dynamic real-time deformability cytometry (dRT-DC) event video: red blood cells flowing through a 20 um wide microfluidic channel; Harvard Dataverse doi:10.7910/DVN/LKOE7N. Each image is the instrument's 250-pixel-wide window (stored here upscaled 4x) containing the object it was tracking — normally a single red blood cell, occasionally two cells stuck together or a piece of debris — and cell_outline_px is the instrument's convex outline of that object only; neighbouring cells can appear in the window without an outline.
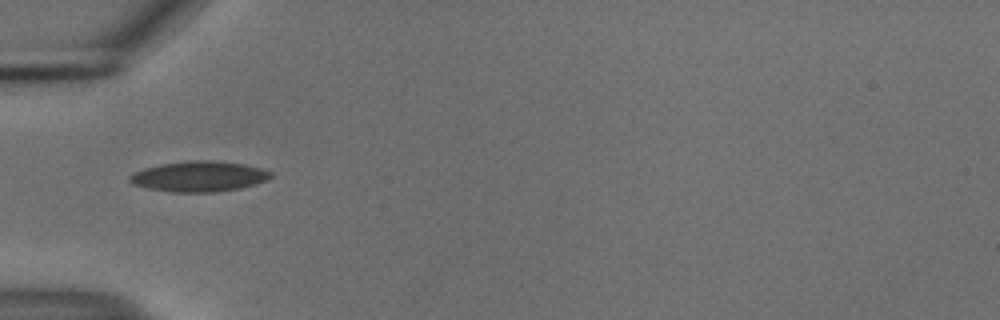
{"species": "common noctule bat (a hibernating species)", "species_latin": "Nyctalus noctula", "temperature_condition": "cold", "stored_images_in_passage": 37, "camera_frame_rate_fps": 3000, "um_per_image_px": 0.085, "animal": {"sex": "male", "body_mass_g": 18.8}, "frame": {"image": 1, "passage_image": 1, "time_ms": 0.0, "image_size_px": [1000, 320], "cell_outline_px": [[272, 176], [268, 180], [256, 184], [240, 188], [216, 192], [168, 192], [148, 188], [132, 184], [128, 180], [128, 176], [132, 172], [144, 168], [160, 164], [192, 160], [212, 160], [244, 164], [260, 168], [272, 172]], "centroid_in_image_um": [16.89, 15.0], "position_along_channel_um": 68.1, "area_um2": 25.26}}
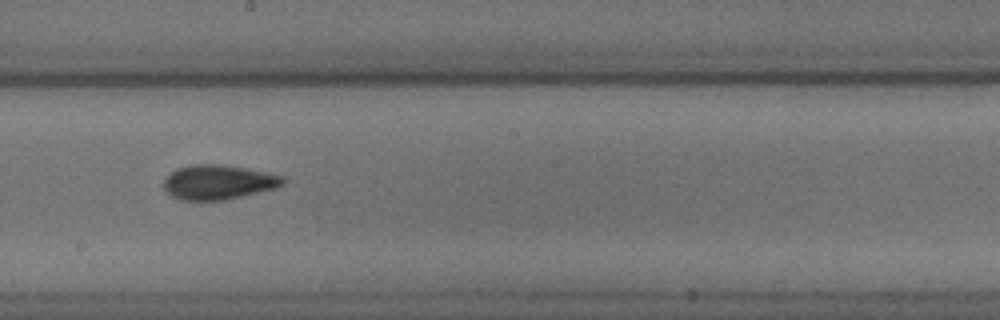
{"frame": {"image": 2, "passage_image": 14, "time_ms": 4.333, "image_size_px": [1000, 320], "cell_outline_px": [[284, 184], [276, 188], [224, 200], [180, 200], [172, 196], [164, 188], [164, 180], [176, 168], [192, 164], [220, 164], [268, 172], [284, 176]], "centroid_in_image_um": [18.57, 15.48], "position_along_channel_um": 229.6, "area_um2": 23.93}}
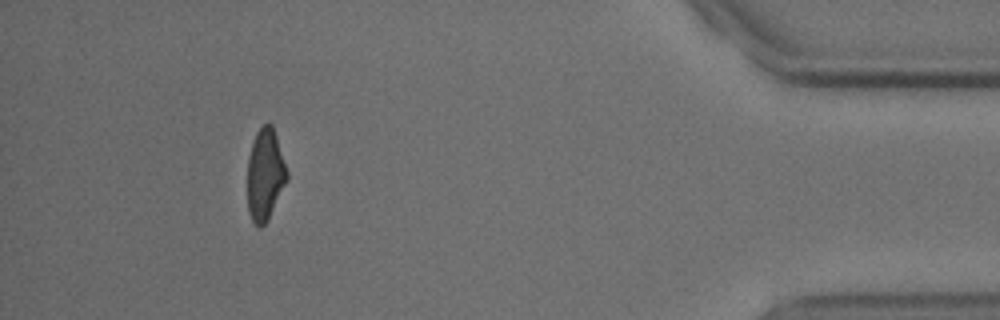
{"frame": {"image": 3, "passage_image": 33, "time_ms": 10.667, "image_size_px": [1000, 320], "cell_outline_px": [[288, 180], [268, 220], [260, 228], [252, 220], [248, 212], [248, 156], [256, 132], [264, 124], [272, 124], [288, 172]], "centroid_in_image_um": [22.54, 14.86], "position_along_channel_um": 412.7, "area_um2": 21.04}, "authors_computed_cell_mechanics": {"area_um2": 23.0622, "velocity_mm_per_s": 3.7357, "shape_relaxation_time_tau1_ms": 6.3435, "shape_relaxation_time_tau2_ms": 2.359, "deformation_change_tau1": 0.1633, "deformation_change_tau2": 0.0854}}